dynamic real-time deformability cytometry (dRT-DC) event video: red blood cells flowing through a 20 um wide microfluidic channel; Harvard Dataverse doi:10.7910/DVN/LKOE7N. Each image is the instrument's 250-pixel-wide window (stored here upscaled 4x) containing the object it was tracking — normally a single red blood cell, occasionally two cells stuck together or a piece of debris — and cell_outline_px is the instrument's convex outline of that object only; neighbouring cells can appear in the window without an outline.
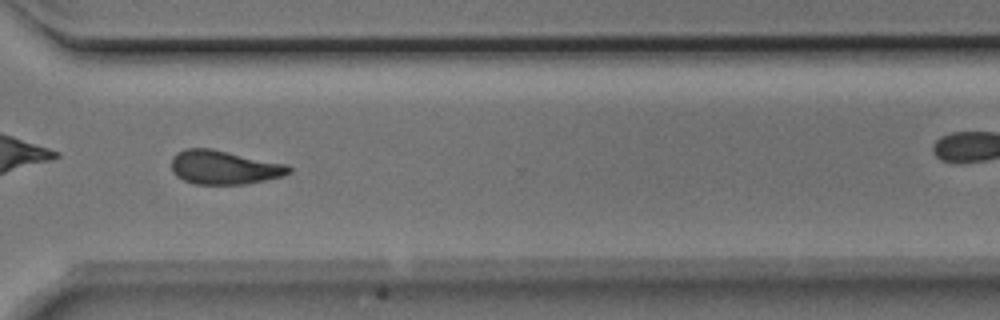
{"species": "Egyptian fruit bat (a non-hibernating species)", "species_latin": "Rousettus aegyptiacus", "temperature_condition": "room temperature", "stored_images_in_passage": 50, "camera_frame_rate_fps": 3000, "um_per_image_px": 0.085, "animal": {"sex": "male"}, "frame": {"image": 1, "passage_image": 36, "time_ms": 11.667, "image_size_px": [1000, 320], "cell_outline_px": [[292, 172], [284, 176], [244, 184], [196, 184], [184, 180], [176, 176], [172, 172], [172, 156], [176, 152], [188, 148], [212, 148], [288, 164], [292, 168]], "centroid_in_image_um": [19.06, 14.21], "position_along_channel_um": 351.5, "area_um2": 23.41}}
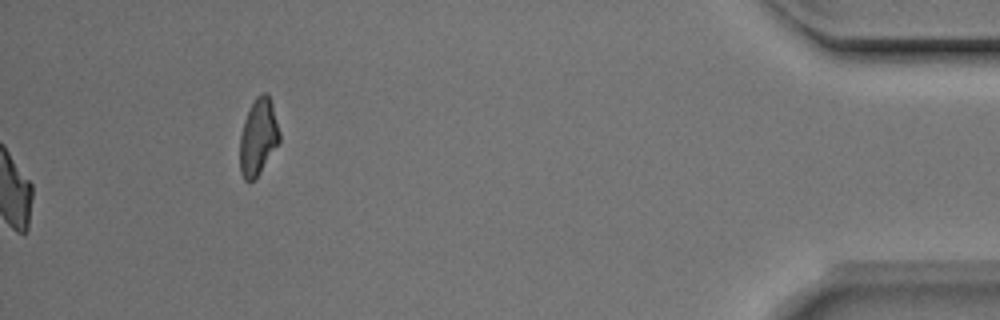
{"frame": {"image": 2, "passage_image": 50, "time_ms": 16.333, "image_size_px": [1000, 320], "cell_outline_px": [[280, 140], [260, 172], [252, 180], [244, 180], [240, 172], [240, 136], [244, 120], [256, 96], [260, 92], [268, 92], [272, 104], [280, 132]], "centroid_in_image_um": [21.95, 11.61], "position_along_channel_um": 413.3, "area_um2": 17.46}, "authors_computed_cell_mechanics": {"area_um2": 23.0333, "velocity_mm_per_s": 4.006, "shape_relaxation_time_tau1_ms": 3.7901, "shape_relaxation_time_tau2_ms": 3.0617, "deformation_change_tau1": 0.1341, "deformation_change_tau2": 0.1026}}